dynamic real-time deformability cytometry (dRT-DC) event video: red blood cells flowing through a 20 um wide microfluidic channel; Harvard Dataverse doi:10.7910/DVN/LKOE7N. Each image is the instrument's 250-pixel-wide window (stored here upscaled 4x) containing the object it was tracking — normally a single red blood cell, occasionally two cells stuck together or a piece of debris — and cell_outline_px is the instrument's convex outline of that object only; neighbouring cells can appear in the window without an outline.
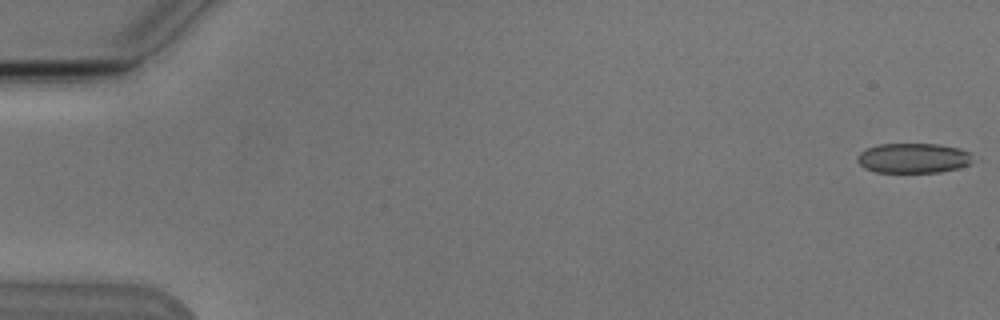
{"species": "Egyptian fruit bat (a non-hibernating species)", "species_latin": "Rousettus aegyptiacus", "temperature_condition": "cold", "stored_images_in_passage": 7, "camera_frame_rate_fps": 3000, "um_per_image_px": 0.085, "animal": {"sex": "male"}, "frame": {"image": 1, "passage_image": 1, "time_ms": 0.0, "image_size_px": [1000, 320], "cell_outline_px": [[972, 160], [968, 164], [956, 168], [940, 172], [876, 172], [864, 168], [856, 160], [856, 156], [860, 152], [868, 148], [880, 144], [940, 144], [960, 148], [968, 152]], "centroid_in_image_um": [77.59, 13.43], "position_along_channel_um": 7.4, "area_um2": 20.0}}
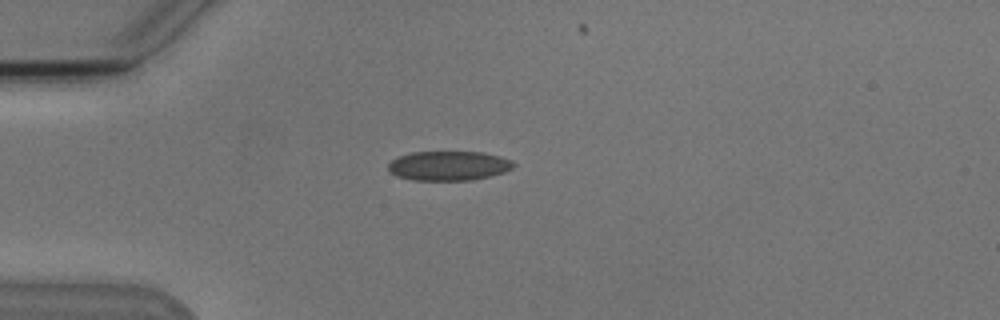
{"frame": {"image": 2, "passage_image": 5, "time_ms": 4.667, "image_size_px": [1000, 320], "cell_outline_px": [[516, 164], [512, 168], [504, 172], [488, 176], [468, 180], [412, 180], [396, 176], [388, 168], [388, 164], [392, 160], [400, 156], [412, 152], [484, 152], [500, 156], [512, 160]], "centroid_in_image_um": [38.15, 14.08], "position_along_channel_um": 46.8, "area_um2": 21.39}}
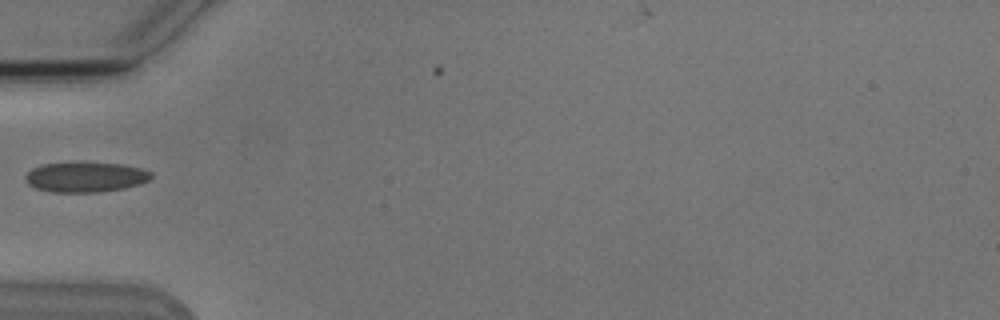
{"frame": {"image": 3, "passage_image": 6, "time_ms": 6.0, "image_size_px": [1000, 320], "cell_outline_px": [[152, 176], [148, 180], [140, 184], [124, 188], [96, 192], [52, 192], [36, 188], [28, 184], [24, 176], [32, 168], [40, 164], [72, 160], [124, 164], [140, 168], [152, 172]], "centroid_in_image_um": [7.23, 15.0], "position_along_channel_um": 77.8, "area_um2": 22.77}}